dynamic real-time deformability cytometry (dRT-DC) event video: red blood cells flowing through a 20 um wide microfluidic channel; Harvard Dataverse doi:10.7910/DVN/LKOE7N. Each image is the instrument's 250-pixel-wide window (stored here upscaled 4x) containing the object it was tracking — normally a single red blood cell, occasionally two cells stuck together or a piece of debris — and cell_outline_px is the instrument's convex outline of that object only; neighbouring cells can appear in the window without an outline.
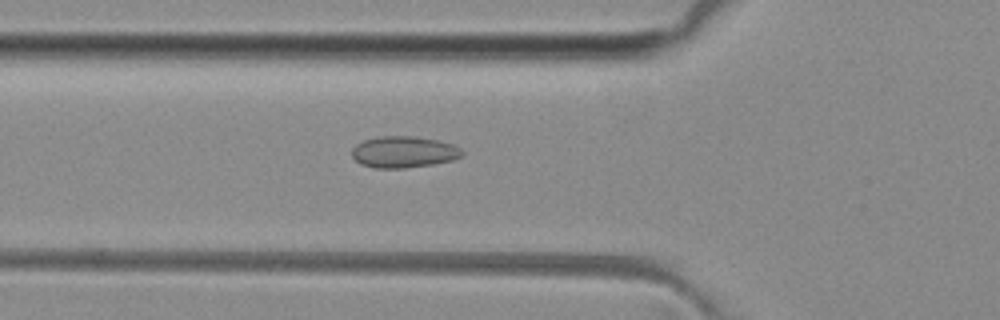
{"species": "common noctule bat (a hibernating species)", "species_latin": "Nyctalus noctula", "temperature_condition": "room temperature", "stored_images_in_passage": 50, "camera_frame_rate_fps": 3000, "um_per_image_px": 0.085, "animal": {"sex": "female", "body_mass_g": 29.2, "forearm_length_mm": 56.3}, "frame": {"image": 1, "passage_image": 18, "time_ms": 5.667, "image_size_px": [1000, 320], "cell_outline_px": [[464, 156], [452, 160], [432, 164], [404, 168], [376, 168], [360, 164], [352, 156], [352, 148], [356, 144], [364, 140], [380, 136], [412, 136], [436, 140], [452, 144], [460, 148], [464, 152]], "centroid_in_image_um": [34.31, 12.92], "position_along_channel_um": 91.5, "area_um2": 20.17}}
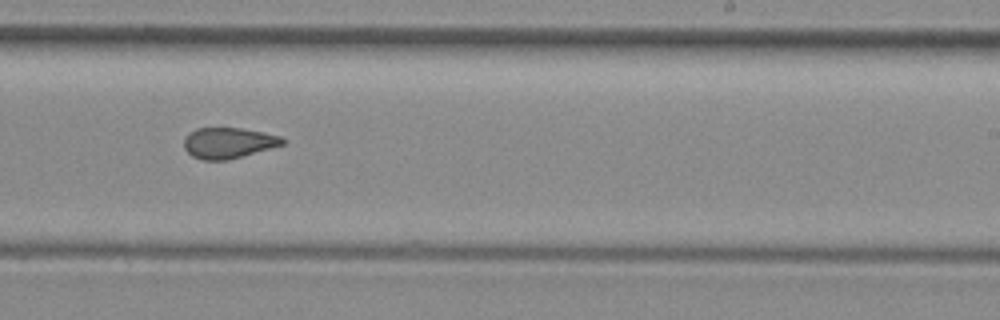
{"frame": {"image": 2, "passage_image": 31, "time_ms": 10.0, "image_size_px": [1000, 320], "cell_outline_px": [[284, 144], [228, 160], [204, 160], [192, 156], [184, 148], [184, 140], [196, 128], [240, 128], [264, 132], [280, 136], [284, 140]], "centroid_in_image_um": [19.41, 12.15], "position_along_channel_um": 269.6, "area_um2": 17.4}}
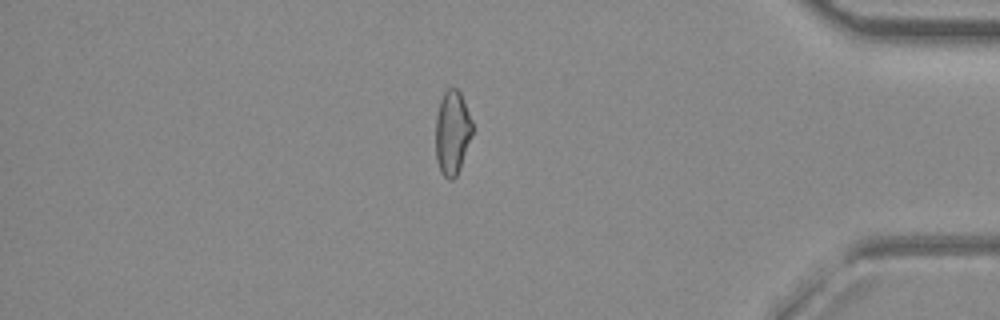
{"frame": {"image": 3, "passage_image": 43, "time_ms": 14.0, "image_size_px": [1000, 320], "cell_outline_px": [[472, 132], [460, 168], [456, 176], [452, 180], [448, 180], [440, 172], [436, 160], [436, 116], [440, 100], [444, 92], [448, 88], [456, 88], [460, 92], [472, 120]], "centroid_in_image_um": [38.42, 11.28], "position_along_channel_um": 396.8, "area_um2": 17.92}, "authors_computed_cell_mechanics": {"area_um2": 18.785, "velocity_mm_per_s": 4.1071, "shape_relaxation_time_tau1_ms": null, "shape_relaxation_time_tau2_ms": 2.0154, "deformation_change_tau1": null, "deformation_change_tau2": 0.0694}}